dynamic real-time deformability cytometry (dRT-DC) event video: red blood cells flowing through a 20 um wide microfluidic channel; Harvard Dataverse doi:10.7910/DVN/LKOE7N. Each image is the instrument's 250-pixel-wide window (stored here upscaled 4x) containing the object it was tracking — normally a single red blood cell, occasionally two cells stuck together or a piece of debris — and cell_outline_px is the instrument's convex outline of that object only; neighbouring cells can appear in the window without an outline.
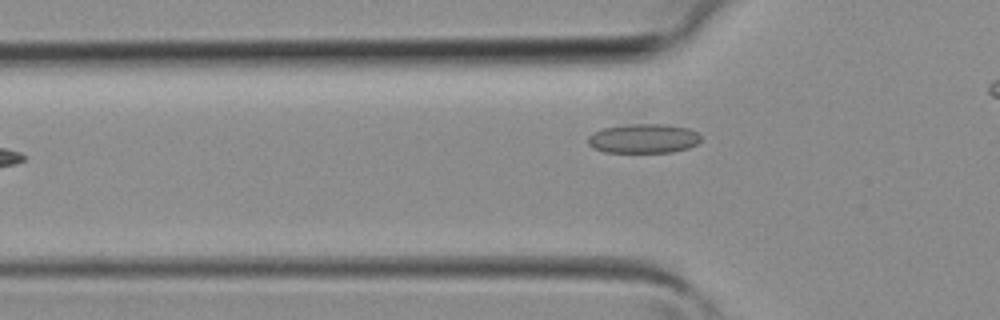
{"species": "common noctule bat (a hibernating species)", "species_latin": "Nyctalus noctula", "temperature_condition": "room temperature", "stored_images_in_passage": 4, "camera_frame_rate_fps": 3000, "um_per_image_px": 0.085, "animal": {"sex": "female", "body_mass_g": 19.3, "forearm_length_mm": 54.1}, "frame": {"image": 1, "passage_image": 4, "time_ms": 1.0, "image_size_px": [1000, 320], "cell_outline_px": [[700, 140], [696, 144], [688, 148], [672, 152], [604, 152], [592, 148], [588, 144], [588, 136], [592, 132], [600, 128], [628, 124], [664, 124], [688, 128], [696, 132], [700, 136]], "centroid_in_image_um": [54.64, 11.77], "position_along_channel_um": 71.2, "area_um2": 19.42}}